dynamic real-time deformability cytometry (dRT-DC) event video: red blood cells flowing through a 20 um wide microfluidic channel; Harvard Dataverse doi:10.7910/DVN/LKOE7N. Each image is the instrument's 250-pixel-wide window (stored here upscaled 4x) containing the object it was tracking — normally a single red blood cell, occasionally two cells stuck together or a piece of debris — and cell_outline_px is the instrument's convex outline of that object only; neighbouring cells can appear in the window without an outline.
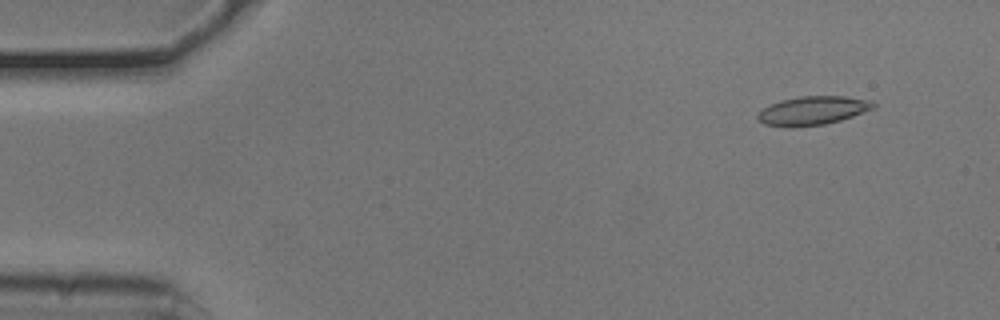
{"species": "common noctule bat (a hibernating species)", "species_latin": "Nyctalus noctula", "temperature_condition": "cold", "stored_images_in_passage": 52, "camera_frame_rate_fps": 3000, "um_per_image_px": 0.085, "animal": {"sex": "male", "body_mass_g": 20.5, "forearm_length_mm": 52.5}, "frame": {"image": 1, "passage_image": 5, "time_ms": 1.333, "image_size_px": [1000, 320], "cell_outline_px": [[876, 108], [840, 120], [824, 124], [792, 128], [764, 124], [756, 120], [756, 112], [780, 100], [800, 96], [844, 96], [872, 100], [876, 104]], "centroid_in_image_um": [69.06, 9.4], "position_along_channel_um": 15.9, "area_um2": 19.59}}
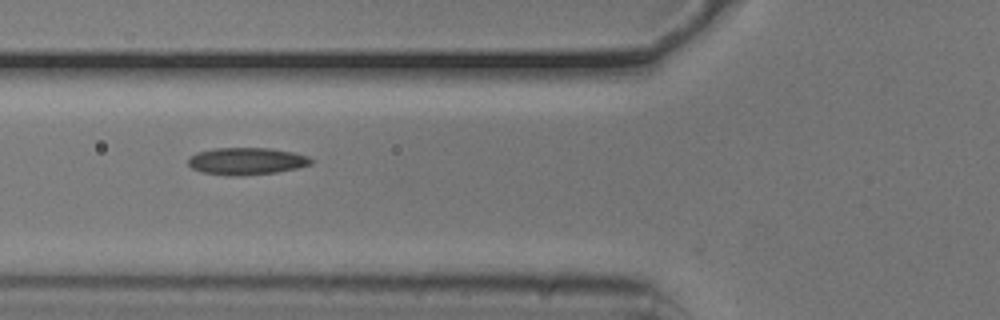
{"frame": {"image": 2, "passage_image": 20, "time_ms": 6.333, "image_size_px": [1000, 320], "cell_outline_px": [[316, 160], [312, 164], [296, 168], [276, 172], [244, 176], [228, 176], [204, 172], [192, 168], [188, 164], [188, 160], [196, 152], [212, 148], [272, 148], [292, 152], [308, 156]], "centroid_in_image_um": [20.98, 13.69], "position_along_channel_um": 104.8, "area_um2": 19.59}}
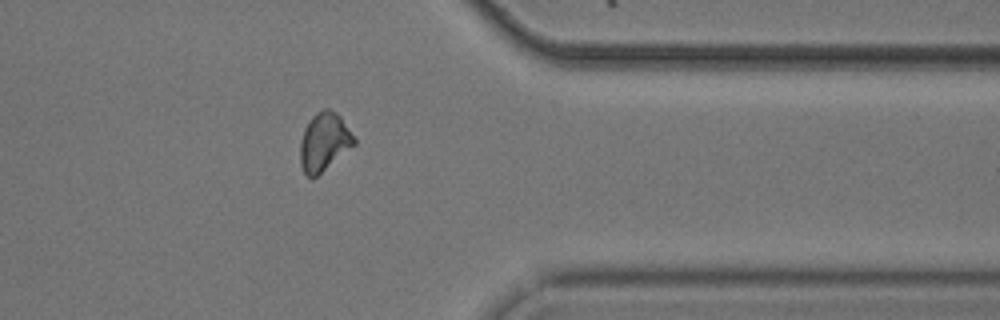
{"frame": {"image": 3, "passage_image": 43, "time_ms": 14.0, "image_size_px": [1000, 320], "cell_outline_px": [[356, 144], [316, 176], [308, 176], [304, 172], [300, 164], [300, 144], [304, 128], [312, 116], [316, 112], [324, 108], [328, 108], [336, 112], [340, 116], [356, 140]], "centroid_in_image_um": [27.54, 12.03], "position_along_channel_um": 383.9, "area_um2": 18.09}, "authors_computed_cell_mechanics": {"area_um2": 18.2648, "velocity_mm_per_s": 3.785, "shape_relaxation_time_tau1_ms": null, "shape_relaxation_time_tau2_ms": 5.9932, "deformation_change_tau1": null, "deformation_change_tau2": 0.1244}}